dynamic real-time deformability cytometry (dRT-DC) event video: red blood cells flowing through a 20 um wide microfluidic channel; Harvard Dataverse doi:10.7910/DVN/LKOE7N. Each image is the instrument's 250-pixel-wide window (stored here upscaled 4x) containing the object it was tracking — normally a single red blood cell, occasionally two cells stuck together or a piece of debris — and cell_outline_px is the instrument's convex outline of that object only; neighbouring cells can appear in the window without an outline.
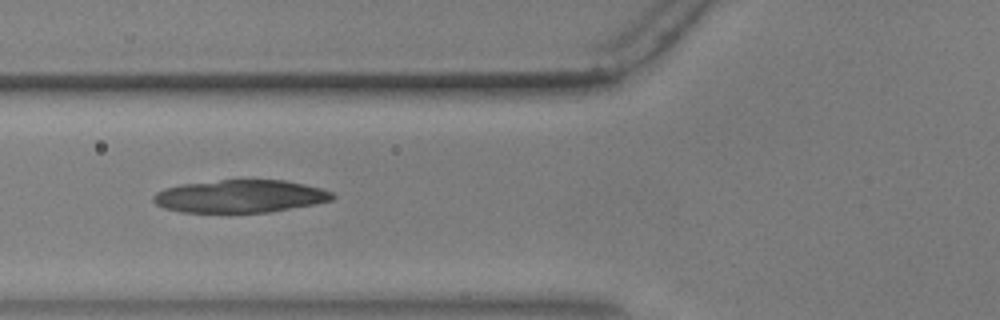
{"species": "common noctule bat (a hibernating species)", "species_latin": "Nyctalus noctula", "temperature_condition": "warm", "stored_images_in_passage": 39, "camera_frame_rate_fps": 3000, "um_per_image_px": 0.085, "animal": {"sex": "male", "body_mass_g": 17.9, "forearm_length_mm": 54.2}, "frame": {"image": 1, "passage_image": 5, "time_ms": 1.333, "image_size_px": [1000, 320], "cell_outline_px": [[336, 196], [332, 200], [312, 204], [268, 212], [180, 212], [164, 208], [156, 204], [152, 200], [152, 196], [156, 192], [164, 188], [180, 184], [220, 180], [284, 180], [304, 184], [320, 188], [332, 192]], "centroid_in_image_um": [20.36, 16.68], "position_along_channel_um": 105.4, "area_um2": 34.04}}
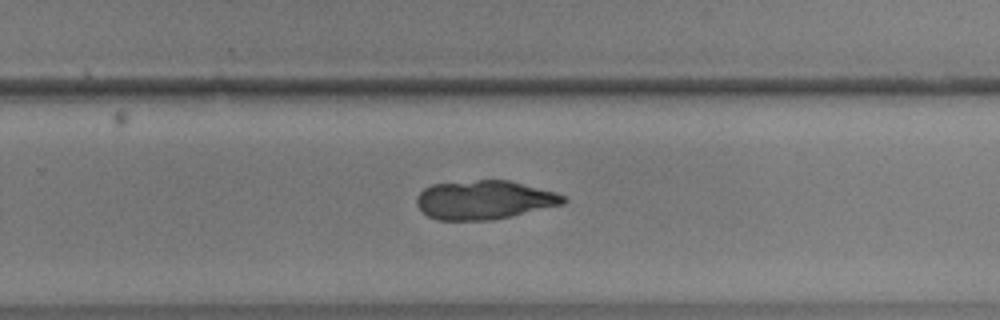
{"frame": {"image": 2, "passage_image": 20, "time_ms": 6.333, "image_size_px": [1000, 320], "cell_outline_px": [[568, 200], [564, 204], [512, 216], [492, 220], [436, 220], [428, 216], [416, 204], [416, 200], [420, 192], [424, 188], [432, 184], [476, 180], [508, 180], [556, 192], [564, 196]], "centroid_in_image_um": [41.17, 16.99], "position_along_channel_um": 288.6, "area_um2": 33.23}}
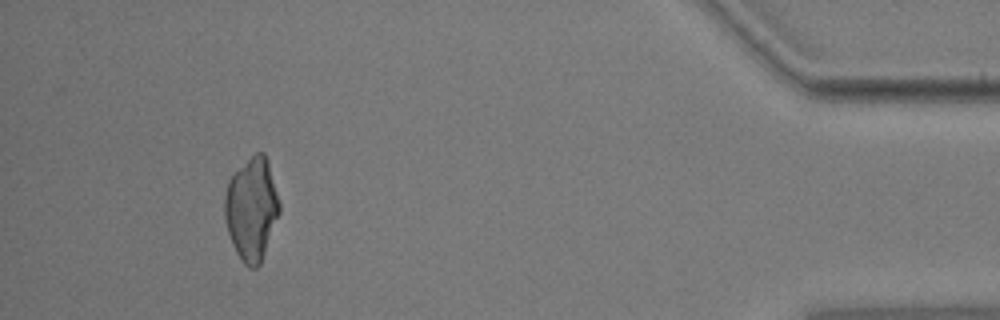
{"frame": {"image": 3, "passage_image": 35, "time_ms": 11.333, "image_size_px": [1000, 320], "cell_outline_px": [[280, 212], [260, 264], [256, 268], [248, 268], [244, 264], [236, 252], [232, 244], [228, 232], [224, 216], [224, 196], [228, 180], [256, 152], [264, 152], [268, 160], [280, 204]], "centroid_in_image_um": [21.38, 17.78], "position_along_channel_um": 413.8, "area_um2": 32.6}}